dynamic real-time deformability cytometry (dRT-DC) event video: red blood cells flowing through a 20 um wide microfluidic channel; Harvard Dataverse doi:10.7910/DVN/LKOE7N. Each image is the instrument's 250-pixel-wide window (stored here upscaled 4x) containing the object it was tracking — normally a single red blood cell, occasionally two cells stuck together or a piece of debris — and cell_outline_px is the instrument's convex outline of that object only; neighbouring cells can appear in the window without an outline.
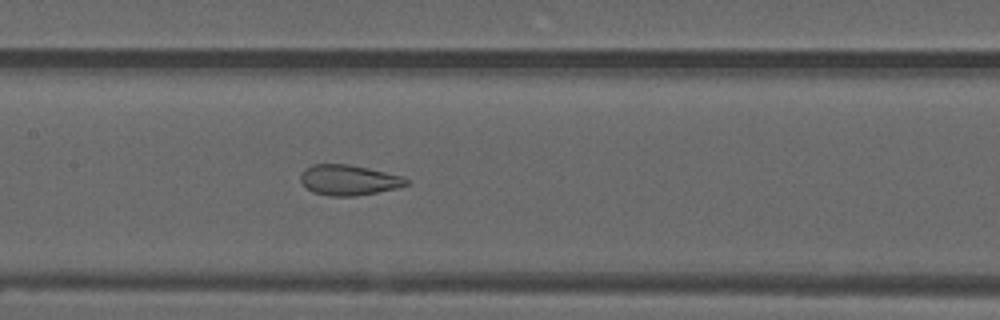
{"species": "common noctule bat (a hibernating species)", "species_latin": "Nyctalus noctula", "temperature_condition": "warm", "stored_images_in_passage": 54, "camera_frame_rate_fps": 3000, "um_per_image_px": 0.085, "animal": {"sex": "male", "forearm_length_mm": 52.5}, "frame": {"image": 1, "passage_image": 26, "time_ms": 8.333, "image_size_px": [1000, 320], "cell_outline_px": [[408, 184], [396, 188], [356, 196], [328, 196], [312, 192], [300, 180], [300, 176], [312, 164], [348, 164], [368, 168], [400, 176], [408, 180]], "centroid_in_image_um": [29.62, 15.31], "position_along_channel_um": 177.8, "area_um2": 18.38}}
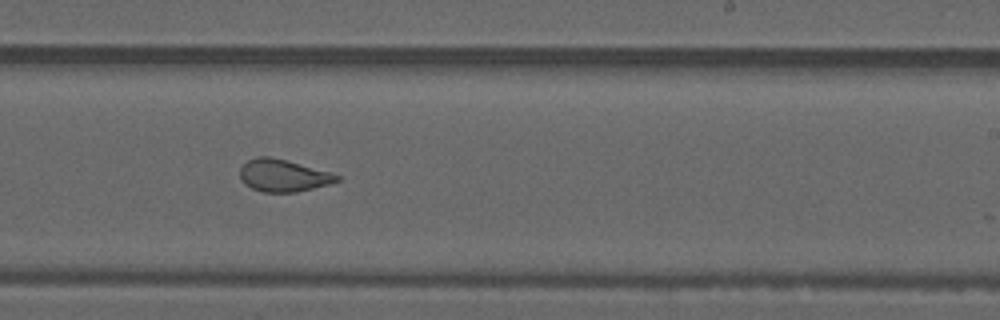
{"frame": {"image": 2, "passage_image": 33, "time_ms": 10.667, "image_size_px": [1000, 320], "cell_outline_px": [[340, 180], [328, 184], [296, 192], [264, 192], [252, 188], [244, 184], [240, 180], [240, 168], [248, 160], [256, 156], [272, 156], [288, 160], [328, 172], [340, 176]], "centroid_in_image_um": [24.02, 14.91], "position_along_channel_um": 265.0, "area_um2": 18.15}}
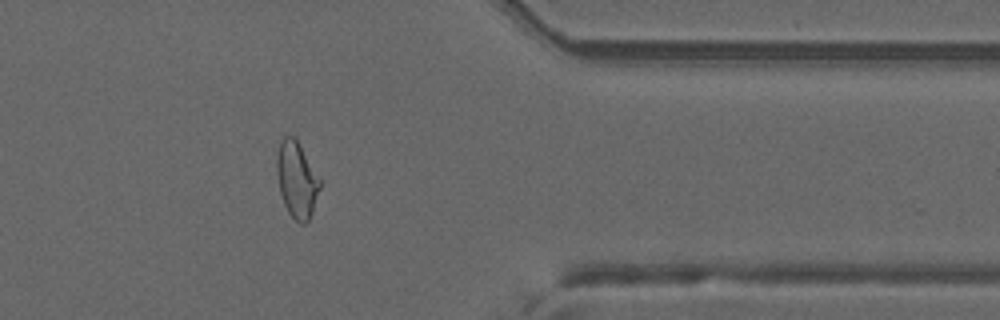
{"frame": {"image": 3, "passage_image": 44, "time_ms": 14.333, "image_size_px": [1000, 320], "cell_outline_px": [[320, 188], [312, 212], [308, 220], [304, 224], [300, 224], [288, 212], [284, 204], [280, 192], [276, 172], [276, 156], [280, 140], [284, 136], [296, 136], [320, 180]], "centroid_in_image_um": [25.2, 15.23], "position_along_channel_um": 386.2, "area_um2": 19.13}, "authors_computed_cell_mechanics": {"area_um2": 21.2993, "velocity_mm_per_s": 3.7692, "shape_relaxation_time_tau1_ms": null, "shape_relaxation_time_tau2_ms": 1.0289, "deformation_change_tau1": null, "deformation_change_tau2": 0.0833}}